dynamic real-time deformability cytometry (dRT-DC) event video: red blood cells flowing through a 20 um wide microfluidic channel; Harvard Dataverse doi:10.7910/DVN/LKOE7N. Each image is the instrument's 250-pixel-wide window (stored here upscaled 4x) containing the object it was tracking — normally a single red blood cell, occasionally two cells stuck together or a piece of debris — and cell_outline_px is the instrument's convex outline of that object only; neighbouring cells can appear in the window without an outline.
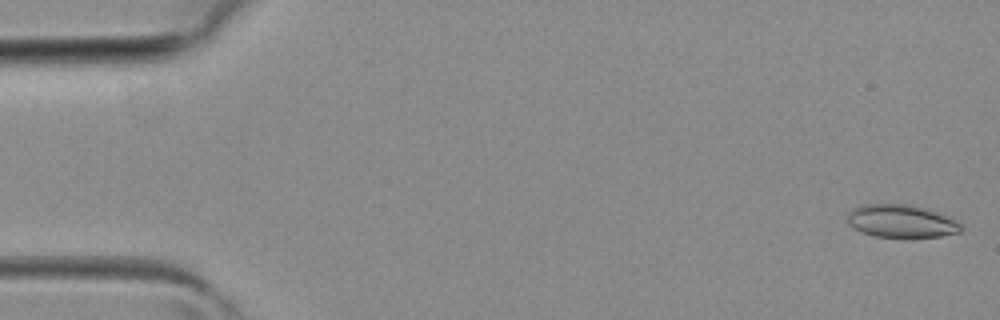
{"species": "common noctule bat (a hibernating species)", "species_latin": "Nyctalus noctula", "temperature_condition": "room temperature", "stored_images_in_passage": 40, "camera_frame_rate_fps": 3000, "um_per_image_px": 0.085, "animal": {"sex": "female", "body_mass_g": 19.3, "forearm_length_mm": 54.1}, "frame": {"image": 1, "passage_image": 1, "time_ms": 0.0, "image_size_px": [1000, 320], "cell_outline_px": [[964, 228], [960, 232], [940, 236], [876, 236], [860, 232], [852, 228], [848, 224], [848, 212], [852, 208], [860, 204], [908, 204], [952, 216]], "centroid_in_image_um": [76.59, 18.78], "position_along_channel_um": 8.4, "area_um2": 21.73}}
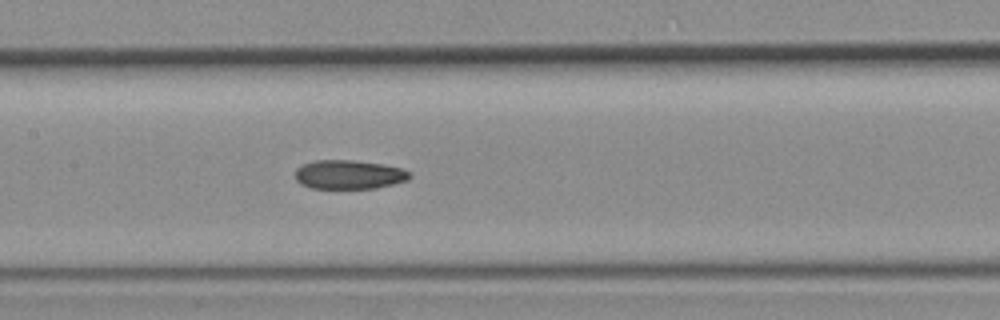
{"frame": {"image": 2, "passage_image": 19, "time_ms": 6.0, "image_size_px": [1000, 320], "cell_outline_px": [[412, 176], [408, 180], [376, 188], [312, 188], [300, 184], [296, 180], [296, 168], [304, 164], [316, 160], [352, 160], [384, 164], [400, 168], [412, 172]], "centroid_in_image_um": [29.68, 14.83], "position_along_channel_um": 177.7, "area_um2": 19.36}}
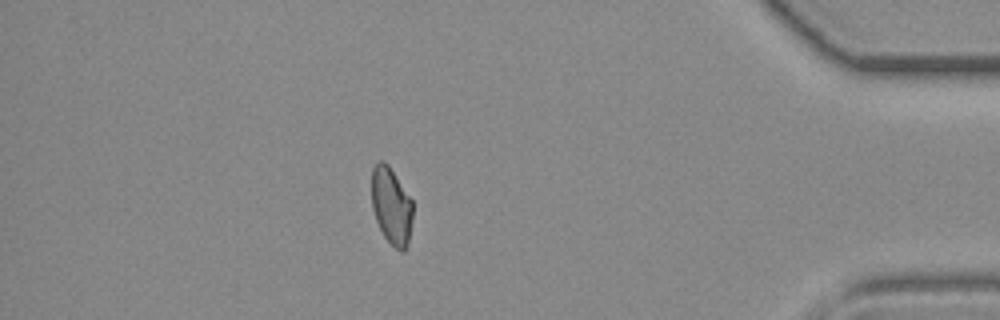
{"frame": {"image": 3, "passage_image": 35, "time_ms": 11.333, "image_size_px": [1000, 320], "cell_outline_px": [[412, 220], [408, 244], [404, 252], [400, 252], [384, 236], [376, 220], [372, 208], [372, 168], [380, 160], [384, 160], [388, 164], [412, 200]], "centroid_in_image_um": [33.27, 17.5], "position_along_channel_um": 401.9, "area_um2": 18.38}}